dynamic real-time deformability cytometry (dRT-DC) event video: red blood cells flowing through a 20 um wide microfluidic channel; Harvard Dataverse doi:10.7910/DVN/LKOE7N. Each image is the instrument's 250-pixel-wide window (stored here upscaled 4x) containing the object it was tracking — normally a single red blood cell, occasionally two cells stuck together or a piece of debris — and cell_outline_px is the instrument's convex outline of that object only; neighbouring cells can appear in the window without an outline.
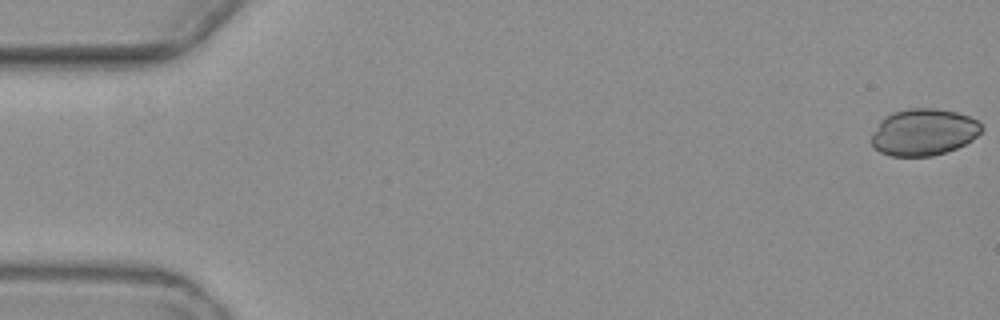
{"species": "common noctule bat (a hibernating species)", "species_latin": "Nyctalus noctula", "temperature_condition": "warm", "stored_images_in_passage": 7, "camera_frame_rate_fps": 3000, "um_per_image_px": 0.085, "animal": {"sex": "female", "body_mass_g": 19.3, "forearm_length_mm": 54.1}, "frame": {"image": 1, "passage_image": 1, "time_ms": 0.0, "image_size_px": [1000, 320], "cell_outline_px": [[984, 128], [972, 140], [948, 152], [932, 156], [892, 156], [880, 152], [872, 148], [868, 140], [872, 132], [880, 120], [884, 116], [892, 112], [908, 108], [932, 108], [956, 112], [968, 116], [976, 120]], "centroid_in_image_um": [78.44, 11.24], "position_along_channel_um": 6.6, "area_um2": 30.4}}